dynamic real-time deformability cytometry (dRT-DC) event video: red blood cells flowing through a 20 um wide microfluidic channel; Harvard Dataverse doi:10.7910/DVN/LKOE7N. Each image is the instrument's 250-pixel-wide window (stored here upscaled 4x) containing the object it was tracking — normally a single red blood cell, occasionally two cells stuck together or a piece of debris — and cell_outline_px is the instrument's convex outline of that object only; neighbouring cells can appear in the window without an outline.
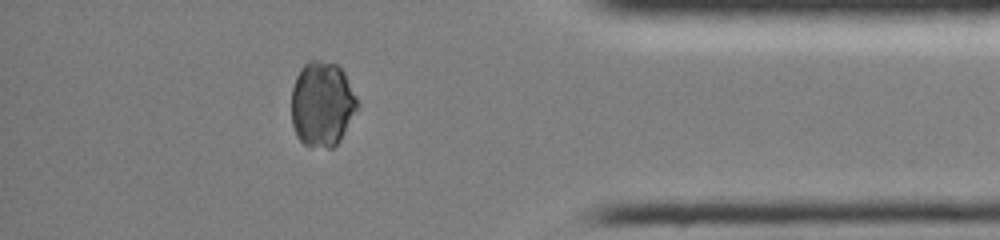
{"species": "common noctule bat (a hibernating species)", "species_latin": "Nyctalus noctula", "temperature_condition": "room temperature", "stored_images_in_passage": 46, "camera_frame_rate_fps": 3000, "um_per_image_px": 0.085, "animal": {"sex": "female", "body_mass_g": 19.0, "forearm_length_mm": 51.5}, "frame": {"image": 1, "passage_image": 40, "time_ms": 13.0, "image_size_px": [1000, 240], "cell_outline_px": [[360, 108], [340, 140], [332, 148], [328, 148], [304, 144], [296, 136], [292, 124], [292, 88], [296, 76], [300, 68], [308, 60], [320, 60], [340, 64], [360, 104]], "centroid_in_image_um": [27.41, 8.82], "position_along_channel_um": 407.8, "area_um2": 33.23}}